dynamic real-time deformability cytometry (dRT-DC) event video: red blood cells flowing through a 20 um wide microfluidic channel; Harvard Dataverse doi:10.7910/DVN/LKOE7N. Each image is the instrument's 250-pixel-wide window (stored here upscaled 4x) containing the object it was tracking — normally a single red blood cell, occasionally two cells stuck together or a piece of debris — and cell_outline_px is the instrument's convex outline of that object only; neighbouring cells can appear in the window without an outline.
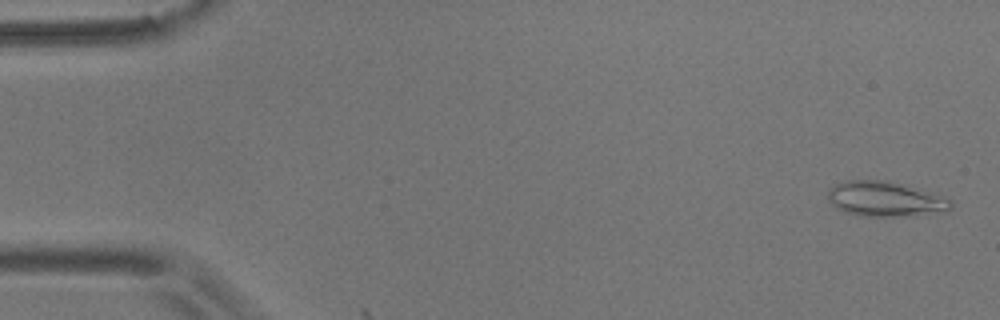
{"species": "common noctule bat (a hibernating species)", "species_latin": "Nyctalus noctula", "temperature_condition": "room temperature", "stored_images_in_passage": 4, "camera_frame_rate_fps": 3000, "um_per_image_px": 0.085, "animal": {"sex": "male", "body_mass_g": 17.9}, "frame": {"image": 1, "passage_image": 2, "time_ms": 0.333, "image_size_px": [1000, 320], "cell_outline_px": [[952, 208], [948, 212], [912, 216], [860, 216], [844, 212], [832, 204], [828, 200], [828, 188], [844, 180], [888, 180], [948, 196], [952, 200]], "centroid_in_image_um": [75.32, 16.92], "position_along_channel_um": 9.7, "area_um2": 25.78}}